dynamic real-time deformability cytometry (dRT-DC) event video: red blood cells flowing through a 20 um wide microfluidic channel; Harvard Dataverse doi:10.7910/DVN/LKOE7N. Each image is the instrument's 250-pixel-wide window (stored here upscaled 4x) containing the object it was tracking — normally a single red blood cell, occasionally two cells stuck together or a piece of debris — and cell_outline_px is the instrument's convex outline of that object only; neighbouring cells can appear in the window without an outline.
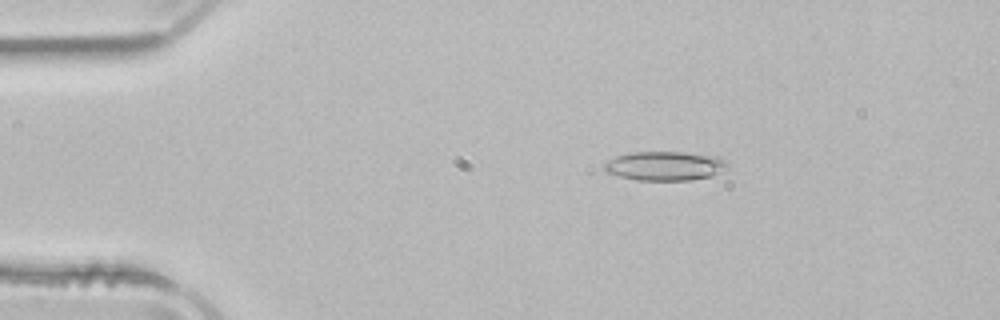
{"species": "common noctule bat (a hibernating species)", "species_latin": "Nyctalus noctula", "temperature_condition": "room temperature", "stored_images_in_passage": 6, "camera_frame_rate_fps": 3000, "um_per_image_px": 0.085, "animal": {"sex": "male", "body_mass_g": 21.5, "forearm_length_mm": 52.0}, "frame": {"image": 1, "passage_image": 3, "time_ms": 0.667, "image_size_px": [1000, 320], "cell_outline_px": [[728, 168], [712, 176], [688, 180], [636, 180], [604, 172], [600, 168], [608, 160], [616, 156], [632, 152], [684, 152], [716, 156], [728, 160]], "centroid_in_image_um": [56.51, 14.1], "position_along_channel_um": 28.5, "area_um2": 21.15}}
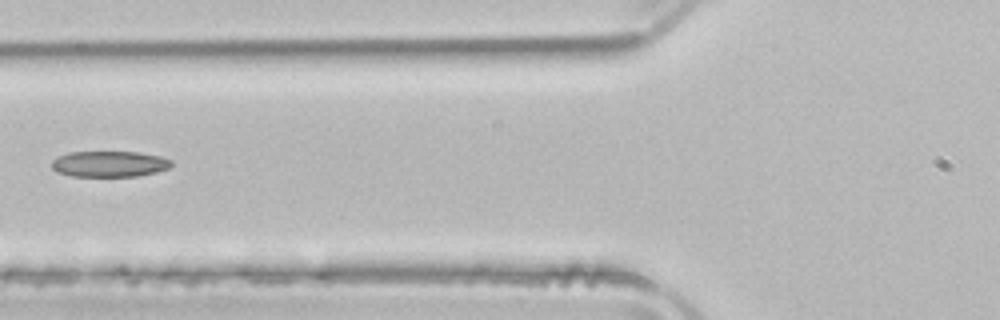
{"frame": {"image": 2, "passage_image": 6, "time_ms": 1.667, "image_size_px": [1000, 320], "cell_outline_px": [[172, 164], [168, 168], [156, 172], [136, 176], [72, 176], [56, 172], [52, 168], [52, 160], [56, 156], [68, 152], [140, 152], [160, 156], [172, 160]], "centroid_in_image_um": [9.27, 13.93], "position_along_channel_um": 116.5, "area_um2": 18.15}}